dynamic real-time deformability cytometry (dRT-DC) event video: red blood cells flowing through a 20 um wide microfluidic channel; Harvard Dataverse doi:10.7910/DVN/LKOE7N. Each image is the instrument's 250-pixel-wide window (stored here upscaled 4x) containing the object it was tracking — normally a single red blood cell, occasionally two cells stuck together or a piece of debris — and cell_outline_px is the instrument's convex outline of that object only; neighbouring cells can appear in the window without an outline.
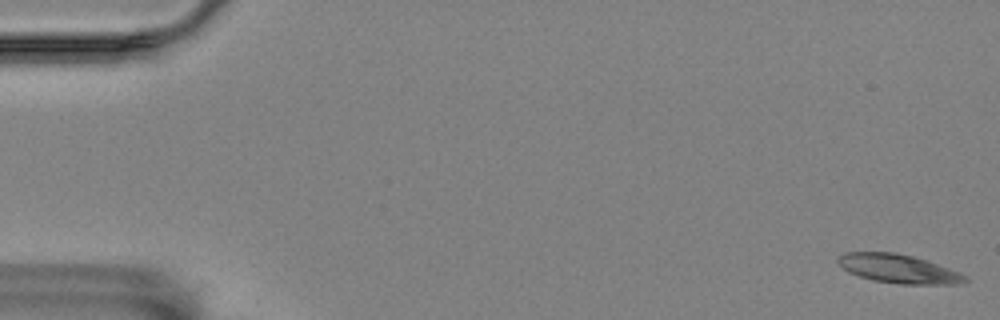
{"species": "Egyptian fruit bat (a non-hibernating species)", "species_latin": "Rousettus aegyptiacus", "temperature_condition": "room temperature", "stored_images_in_passage": 57, "camera_frame_rate_fps": 3000, "um_per_image_px": 0.085, "animal": {"sex": "female"}, "frame": {"image": 1, "passage_image": 1, "time_ms": 0.0, "image_size_px": [1000, 320], "cell_outline_px": [[968, 280], [964, 284], [900, 284], [872, 280], [848, 272], [836, 260], [836, 256], [844, 252], [896, 252], [928, 260], [960, 272], [968, 276]], "centroid_in_image_um": [76.4, 22.84], "position_along_channel_um": 8.6, "area_um2": 21.56}}
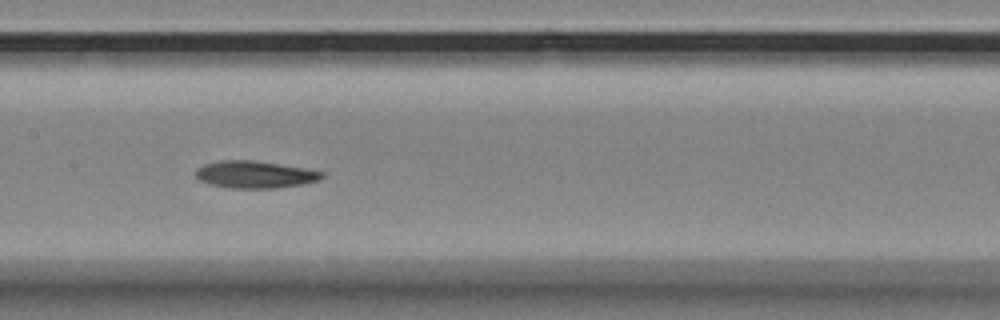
{"frame": {"image": 2, "passage_image": 28, "time_ms": 9.0, "image_size_px": [1000, 320], "cell_outline_px": [[324, 176], [320, 180], [304, 184], [276, 188], [228, 188], [208, 184], [200, 180], [196, 176], [196, 168], [204, 164], [216, 160], [252, 160], [280, 164], [304, 168], [324, 172]], "centroid_in_image_um": [21.65, 14.83], "position_along_channel_um": 185.7, "area_um2": 20.17}}
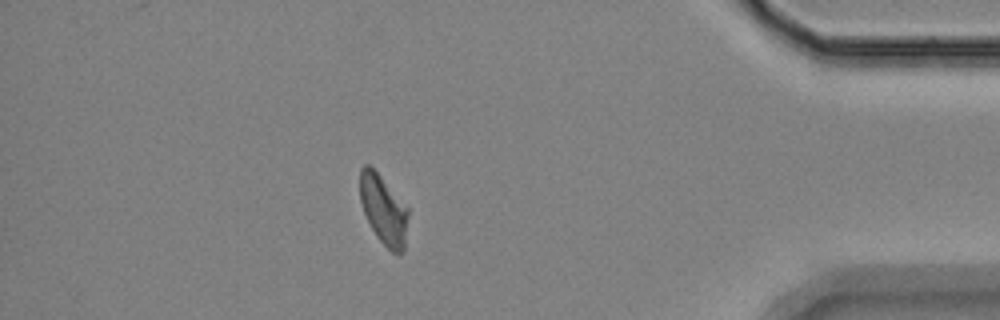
{"frame": {"image": 3, "passage_image": 50, "time_ms": 16.333, "image_size_px": [1000, 320], "cell_outline_px": [[408, 216], [404, 252], [392, 252], [376, 236], [360, 204], [360, 168], [364, 164], [368, 164], [380, 176], [408, 208]], "centroid_in_image_um": [32.59, 17.83], "position_along_channel_um": 402.6, "area_um2": 19.13}, "authors_computed_cell_mechanics": {"area_um2": 20.4034, "velocity_mm_per_s": 3.4914, "shape_relaxation_time_tau1_ms": 4.8093, "shape_relaxation_time_tau2_ms": 6.0415, "deformation_change_tau1": 0.1446, "deformation_change_tau2": 0.1147}}